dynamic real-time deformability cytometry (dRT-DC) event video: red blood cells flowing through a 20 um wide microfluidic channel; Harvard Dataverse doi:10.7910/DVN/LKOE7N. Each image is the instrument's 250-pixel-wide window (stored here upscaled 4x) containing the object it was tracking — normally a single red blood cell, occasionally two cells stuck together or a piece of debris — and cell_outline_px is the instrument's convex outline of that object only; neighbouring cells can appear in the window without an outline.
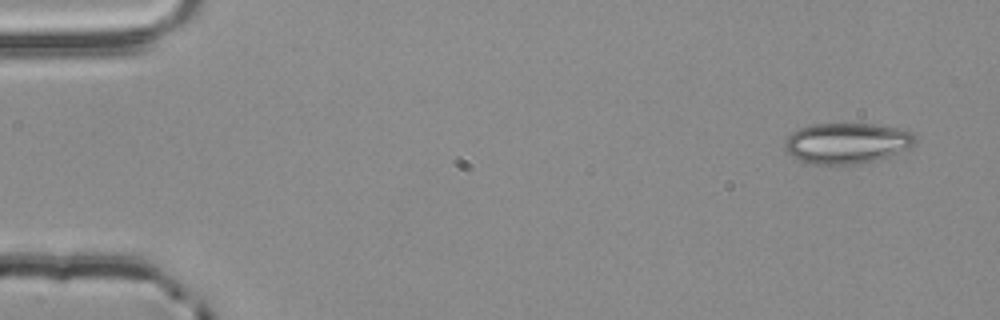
{"species": "common noctule bat (a hibernating species)", "species_latin": "Nyctalus noctula", "temperature_condition": "room temperature", "stored_images_in_passage": 23, "camera_frame_rate_fps": 3000, "um_per_image_px": 0.085, "animal": {"sex": "male", "body_mass_g": 20.4}, "frame": {"image": 1, "passage_image": 1, "time_ms": 0.0, "image_size_px": [1000, 320], "cell_outline_px": [[916, 144], [908, 148], [888, 156], [872, 160], [852, 164], [816, 164], [800, 160], [792, 156], [784, 148], [784, 140], [792, 132], [800, 128], [812, 124], [872, 124], [896, 128], [908, 132], [916, 136]], "centroid_in_image_um": [71.94, 12.16], "position_along_channel_um": 13.1, "area_um2": 30.46}}
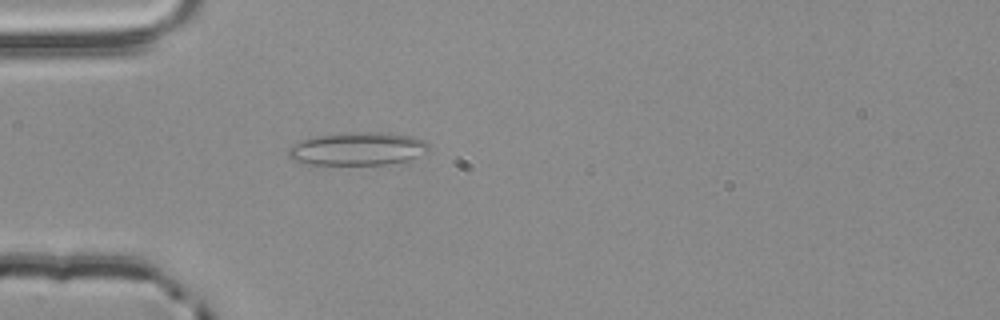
{"frame": {"image": 2, "passage_image": 14, "time_ms": 4.333, "image_size_px": [1000, 320], "cell_outline_px": [[428, 152], [408, 160], [388, 164], [308, 164], [292, 160], [288, 156], [288, 148], [292, 144], [316, 136], [364, 132], [388, 132], [412, 136], [424, 140], [428, 144]], "centroid_in_image_um": [30.42, 12.65], "position_along_channel_um": 54.6, "area_um2": 26.88}}